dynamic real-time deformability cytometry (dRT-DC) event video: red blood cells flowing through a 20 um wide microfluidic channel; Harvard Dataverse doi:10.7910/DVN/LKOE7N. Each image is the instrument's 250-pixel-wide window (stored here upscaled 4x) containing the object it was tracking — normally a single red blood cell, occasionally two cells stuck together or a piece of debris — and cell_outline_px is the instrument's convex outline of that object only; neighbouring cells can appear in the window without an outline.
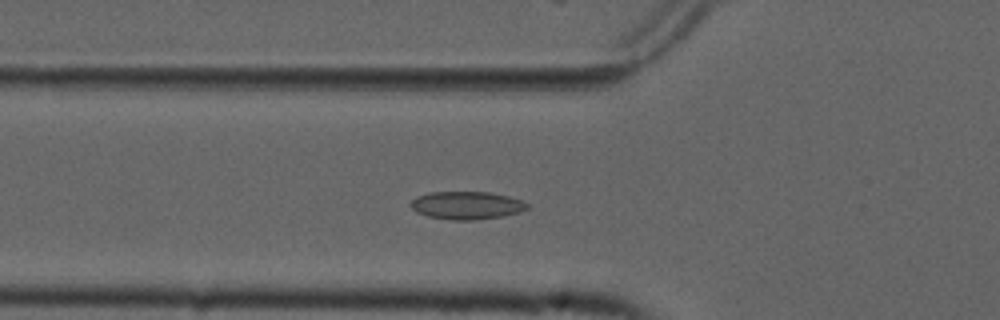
{"species": "common noctule bat (a hibernating species)", "species_latin": "Nyctalus noctula", "temperature_condition": "cold", "stored_images_in_passage": 38, "camera_frame_rate_fps": 3000, "um_per_image_px": 0.085, "animal": {"sex": "male", "forearm_length_mm": 52.5}, "frame": {"image": 1, "passage_image": 3, "time_ms": 0.667, "image_size_px": [1000, 320], "cell_outline_px": [[528, 208], [520, 212], [504, 216], [476, 220], [452, 220], [428, 216], [416, 212], [408, 204], [416, 196], [428, 192], [488, 192], [508, 196], [520, 200], [528, 204]], "centroid_in_image_um": [39.64, 17.46], "position_along_channel_um": 86.2, "area_um2": 19.02}}
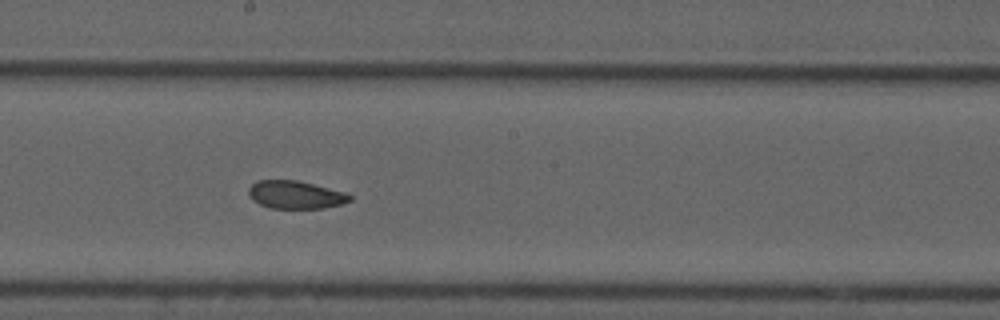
{"frame": {"image": 2, "passage_image": 14, "time_ms": 4.333, "image_size_px": [1000, 320], "cell_outline_px": [[352, 200], [344, 204], [324, 208], [268, 208], [252, 200], [248, 196], [248, 188], [256, 180], [296, 180], [348, 192], [352, 196]], "centroid_in_image_um": [25.14, 16.55], "position_along_channel_um": 223.1, "area_um2": 16.76}}
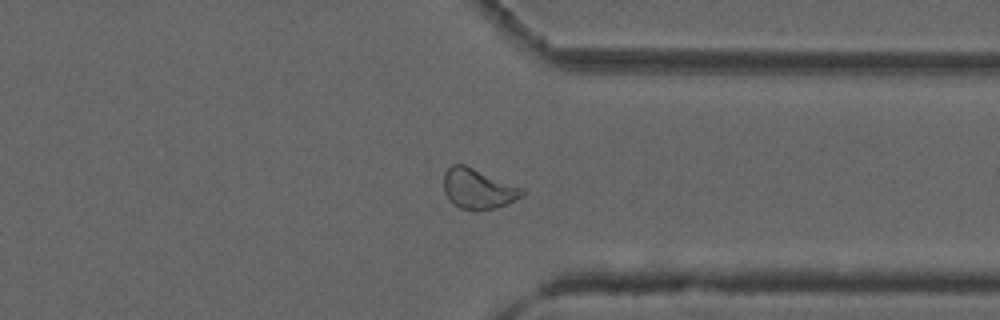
{"frame": {"image": 3, "passage_image": 26, "time_ms": 8.333, "image_size_px": [1000, 320], "cell_outline_px": [[528, 192], [524, 196], [496, 208], [476, 212], [472, 212], [460, 208], [452, 204], [448, 200], [444, 192], [444, 172], [452, 164], [464, 164], [524, 188]], "centroid_in_image_um": [40.65, 16.07], "position_along_channel_um": 370.8, "area_um2": 18.84}, "authors_computed_cell_mechanics": {"area_um2": 17.6579, "velocity_mm_per_s": 3.7256, "shape_relaxation_time_tau1_ms": null, "shape_relaxation_time_tau2_ms": 1.9103, "deformation_change_tau1": null, "deformation_change_tau2": 0.0638}}